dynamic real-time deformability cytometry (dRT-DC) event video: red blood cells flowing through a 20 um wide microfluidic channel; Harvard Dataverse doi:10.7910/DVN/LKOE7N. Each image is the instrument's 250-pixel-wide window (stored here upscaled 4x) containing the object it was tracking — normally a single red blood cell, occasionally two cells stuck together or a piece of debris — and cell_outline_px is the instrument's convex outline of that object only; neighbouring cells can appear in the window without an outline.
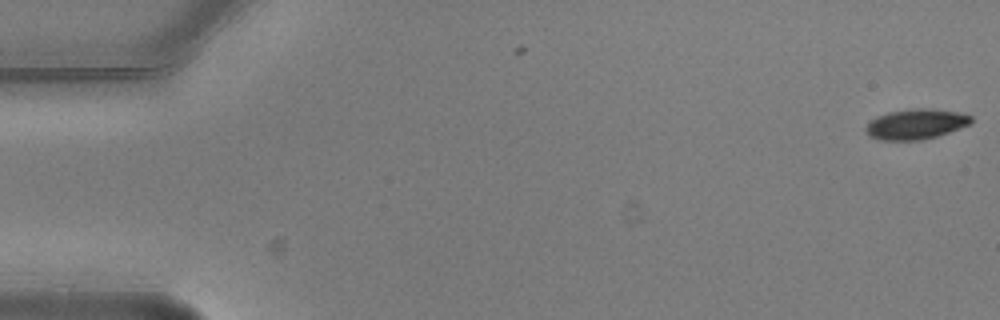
{"species": "common noctule bat (a hibernating species)", "species_latin": "Nyctalus noctula", "temperature_condition": "warm", "stored_images_in_passage": 3, "camera_frame_rate_fps": 3000, "um_per_image_px": 0.085, "animal": {"sex": "male", "body_mass_g": 20.5, "forearm_length_mm": 52.5}, "frame": {"image": 1, "passage_image": 1, "time_ms": 0.0, "image_size_px": [1000, 320], "cell_outline_px": [[972, 124], [936, 136], [920, 140], [880, 140], [868, 136], [864, 128], [872, 120], [888, 112], [912, 108], [932, 108], [956, 112], [972, 116]], "centroid_in_image_um": [77.85, 10.55], "position_along_channel_um": 7.1, "area_um2": 18.5}}